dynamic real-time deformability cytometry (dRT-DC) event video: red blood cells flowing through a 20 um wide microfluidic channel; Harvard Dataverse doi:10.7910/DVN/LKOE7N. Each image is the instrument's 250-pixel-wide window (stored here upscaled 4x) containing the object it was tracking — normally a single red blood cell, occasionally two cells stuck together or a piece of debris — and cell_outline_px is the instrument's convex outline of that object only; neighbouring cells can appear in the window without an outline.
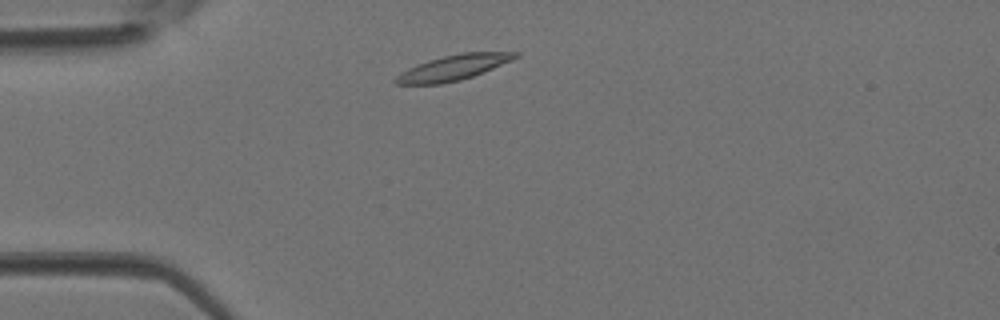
{"species": "Egyptian fruit bat (a non-hibernating species)", "species_latin": "Rousettus aegyptiacus", "temperature_condition": "room temperature", "stored_images_in_passage": 1, "camera_frame_rate_fps": 3000, "um_per_image_px": 0.085, "animal": {"sex": "female"}, "frame": {"image": 1, "passage_image": 1, "time_ms": 0.0, "image_size_px": [1000, 320], "cell_outline_px": [[520, 56], [512, 60], [484, 72], [460, 80], [440, 84], [396, 84], [392, 80], [400, 72], [416, 64], [428, 60], [444, 56], [464, 52], [520, 52]], "centroid_in_image_um": [38.52, 5.74], "position_along_channel_um": 46.5, "area_um2": 17.63}}